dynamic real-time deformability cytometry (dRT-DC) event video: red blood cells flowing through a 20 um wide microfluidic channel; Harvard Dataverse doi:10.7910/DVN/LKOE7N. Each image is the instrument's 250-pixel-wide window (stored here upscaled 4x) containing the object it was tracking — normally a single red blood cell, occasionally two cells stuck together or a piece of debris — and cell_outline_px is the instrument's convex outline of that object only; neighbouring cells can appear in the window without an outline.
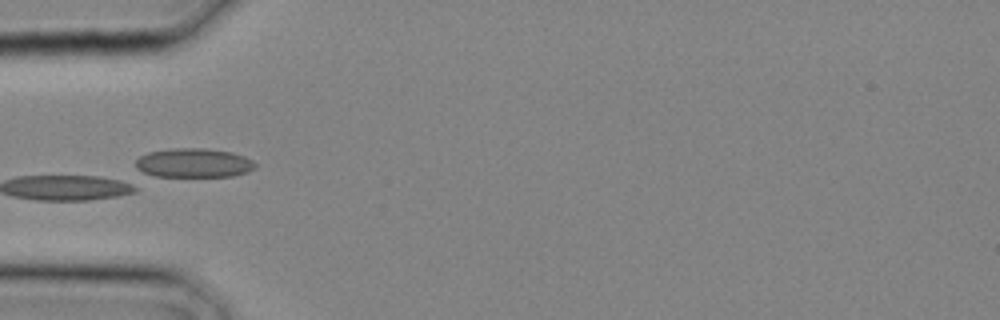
{"species": "common noctule bat (a hibernating species)", "species_latin": "Nyctalus noctula", "temperature_condition": "cold", "stored_images_in_passage": 2, "camera_frame_rate_fps": 3000, "um_per_image_px": 0.085, "animal": {"sex": "male", "body_mass_g": 20.4}, "frame": {"image": 1, "passage_image": 2, "time_ms": 0.333, "image_size_px": [1000, 320], "cell_outline_px": [[256, 168], [248, 172], [232, 176], [156, 176], [144, 172], [136, 168], [136, 160], [140, 156], [148, 152], [172, 148], [204, 148], [232, 152], [244, 156], [252, 160], [256, 164]], "centroid_in_image_um": [16.49, 13.84], "position_along_channel_um": 68.5, "area_um2": 20.29}}